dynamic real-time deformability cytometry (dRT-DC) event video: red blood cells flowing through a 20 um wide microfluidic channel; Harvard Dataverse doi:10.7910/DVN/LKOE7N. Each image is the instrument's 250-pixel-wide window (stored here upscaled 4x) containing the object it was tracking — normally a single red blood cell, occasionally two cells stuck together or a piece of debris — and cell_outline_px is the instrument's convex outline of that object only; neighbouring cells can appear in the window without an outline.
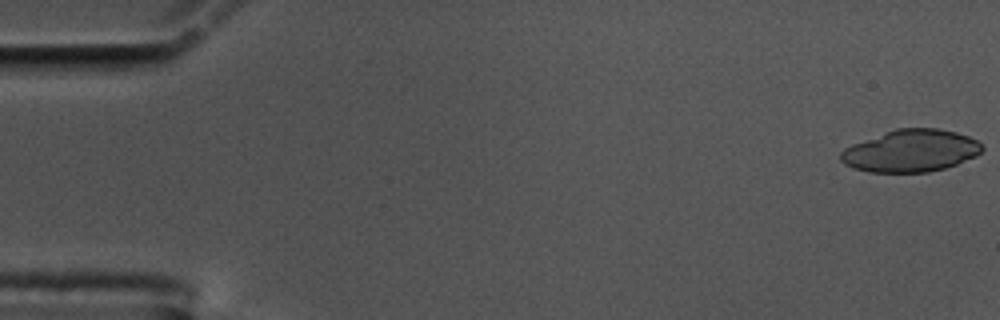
{"species": "common noctule bat (a hibernating species)", "species_latin": "Nyctalus noctula", "temperature_condition": "cold", "stored_images_in_passage": 56, "camera_frame_rate_fps": 3000, "um_per_image_px": 0.085, "animal": {"sex": "male", "body_mass_g": 17.5, "forearm_length_mm": 52.3}, "frame": {"image": 1, "passage_image": 1, "time_ms": 0.0, "image_size_px": [1000, 320], "cell_outline_px": [[984, 148], [976, 156], [956, 164], [944, 168], [928, 172], [868, 172], [852, 168], [844, 164], [840, 160], [840, 152], [844, 148], [852, 144], [896, 128], [940, 128], [956, 132], [968, 136], [976, 140]], "centroid_in_image_um": [77.39, 12.82], "position_along_channel_um": 7.6, "area_um2": 34.8}}